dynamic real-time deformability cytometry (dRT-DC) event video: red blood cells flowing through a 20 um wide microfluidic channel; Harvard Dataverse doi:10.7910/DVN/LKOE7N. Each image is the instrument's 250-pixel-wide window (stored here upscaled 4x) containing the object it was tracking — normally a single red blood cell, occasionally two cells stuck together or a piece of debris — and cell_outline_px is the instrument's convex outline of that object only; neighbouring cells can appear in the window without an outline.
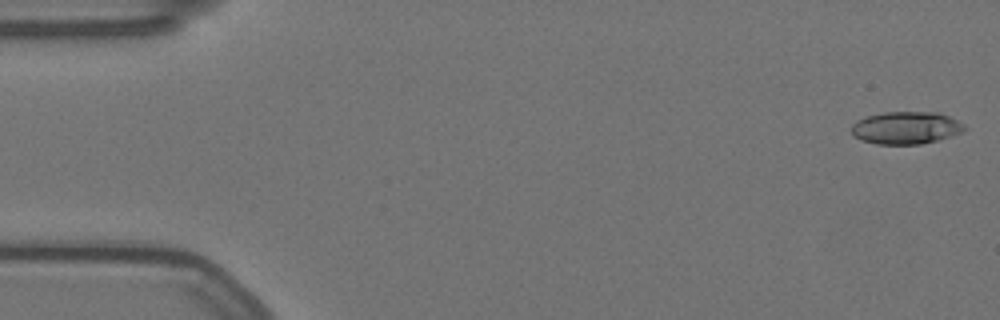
{"species": "Egyptian fruit bat (a non-hibernating species)", "species_latin": "Rousettus aegyptiacus", "temperature_condition": "warm", "stored_images_in_passage": 20, "camera_frame_rate_fps": 3000, "um_per_image_px": 0.085, "animal": {"sex": "female"}, "frame": {"image": 1, "passage_image": 1, "time_ms": 0.0, "image_size_px": [1000, 320], "cell_outline_px": [[968, 128], [960, 132], [936, 140], [920, 144], [876, 144], [860, 140], [852, 136], [852, 124], [856, 120], [868, 116], [884, 112], [940, 112], [964, 124]], "centroid_in_image_um": [76.97, 10.86], "position_along_channel_um": 8.0, "area_um2": 21.33}}
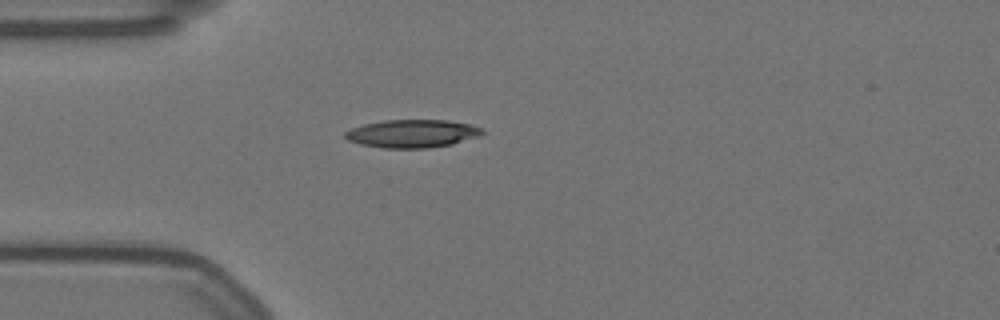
{"frame": {"image": 2, "passage_image": 15, "time_ms": 4.667, "image_size_px": [1000, 320], "cell_outline_px": [[484, 132], [480, 136], [452, 144], [428, 148], [384, 148], [360, 144], [348, 140], [344, 136], [344, 132], [352, 128], [364, 124], [384, 120], [448, 120], [472, 124], [480, 128]], "centroid_in_image_um": [35.05, 11.35], "position_along_channel_um": 50.0, "area_um2": 22.43}}
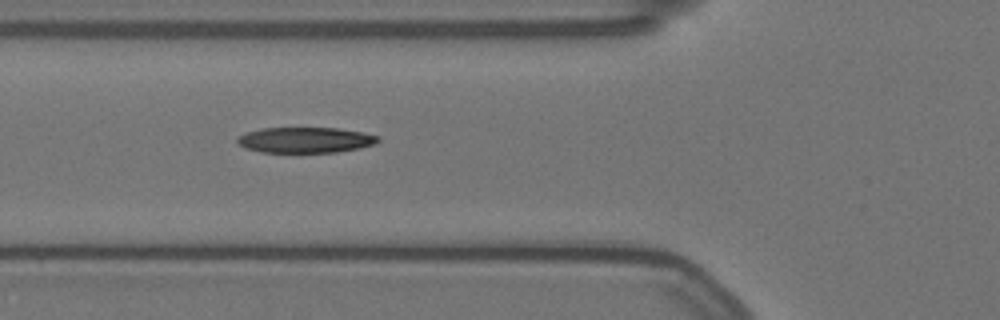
{"frame": {"image": 3, "passage_image": 20, "time_ms": 6.333, "image_size_px": [1000, 320], "cell_outline_px": [[380, 140], [372, 144], [360, 148], [336, 152], [260, 152], [244, 148], [236, 140], [236, 136], [260, 128], [336, 128], [364, 132], [380, 136]], "centroid_in_image_um": [25.94, 11.89], "position_along_channel_um": 99.9, "area_um2": 21.04}}